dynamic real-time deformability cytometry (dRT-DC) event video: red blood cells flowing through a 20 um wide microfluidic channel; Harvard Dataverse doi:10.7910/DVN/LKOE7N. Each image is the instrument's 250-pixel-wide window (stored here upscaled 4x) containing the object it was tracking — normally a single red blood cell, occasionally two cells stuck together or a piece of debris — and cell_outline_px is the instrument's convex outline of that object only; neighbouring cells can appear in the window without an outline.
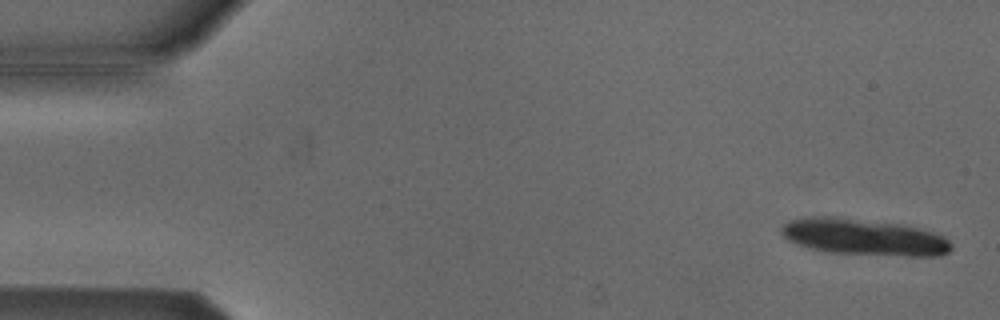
{"species": "Egyptian fruit bat (a non-hibernating species)", "species_latin": "Rousettus aegyptiacus", "temperature_condition": "cold", "stored_images_in_passage": 5, "camera_frame_rate_fps": 3000, "um_per_image_px": 0.085, "animal": {"sex": "male"}, "frame": {"image": 1, "passage_image": 1, "time_ms": 0.0, "image_size_px": [1000, 320], "cell_outline_px": [[952, 248], [948, 252], [940, 256], [908, 256], [824, 252], [804, 248], [788, 240], [780, 232], [780, 228], [784, 224], [792, 220], [824, 216], [832, 216], [900, 224], [920, 228], [944, 236], [952, 244]], "centroid_in_image_um": [73.44, 20.17], "position_along_channel_um": 11.6, "area_um2": 36.13}}